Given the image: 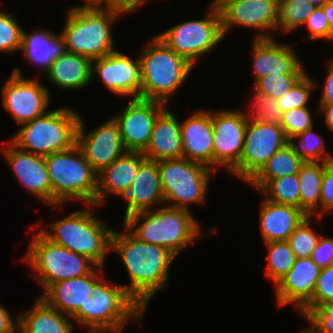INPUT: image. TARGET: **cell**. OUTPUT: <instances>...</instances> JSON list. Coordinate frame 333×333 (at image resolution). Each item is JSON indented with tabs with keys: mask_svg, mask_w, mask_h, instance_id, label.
Wrapping results in <instances>:
<instances>
[{
	"mask_svg": "<svg viewBox=\"0 0 333 333\" xmlns=\"http://www.w3.org/2000/svg\"><path fill=\"white\" fill-rule=\"evenodd\" d=\"M84 128L83 119L80 117L76 145L96 173L126 152L119 127L113 118L106 120L87 134Z\"/></svg>",
	"mask_w": 333,
	"mask_h": 333,
	"instance_id": "e0dca14e",
	"label": "cell"
},
{
	"mask_svg": "<svg viewBox=\"0 0 333 333\" xmlns=\"http://www.w3.org/2000/svg\"><path fill=\"white\" fill-rule=\"evenodd\" d=\"M98 73L103 84L112 93L141 98V70L139 58L113 51L103 58L92 60L91 80Z\"/></svg>",
	"mask_w": 333,
	"mask_h": 333,
	"instance_id": "ac0fdd59",
	"label": "cell"
},
{
	"mask_svg": "<svg viewBox=\"0 0 333 333\" xmlns=\"http://www.w3.org/2000/svg\"><path fill=\"white\" fill-rule=\"evenodd\" d=\"M318 110L325 116L324 121L326 127L333 132V104H319Z\"/></svg>",
	"mask_w": 333,
	"mask_h": 333,
	"instance_id": "816d5d0a",
	"label": "cell"
},
{
	"mask_svg": "<svg viewBox=\"0 0 333 333\" xmlns=\"http://www.w3.org/2000/svg\"><path fill=\"white\" fill-rule=\"evenodd\" d=\"M217 5L224 36L234 26L261 32L254 39H272L269 31L277 30L278 0H213ZM268 31V32H267ZM266 32V33H265Z\"/></svg>",
	"mask_w": 333,
	"mask_h": 333,
	"instance_id": "4fadbf2b",
	"label": "cell"
},
{
	"mask_svg": "<svg viewBox=\"0 0 333 333\" xmlns=\"http://www.w3.org/2000/svg\"><path fill=\"white\" fill-rule=\"evenodd\" d=\"M165 108V104L157 101L132 98L122 112L112 117L126 151L143 153L146 150L155 120Z\"/></svg>",
	"mask_w": 333,
	"mask_h": 333,
	"instance_id": "2e32d148",
	"label": "cell"
},
{
	"mask_svg": "<svg viewBox=\"0 0 333 333\" xmlns=\"http://www.w3.org/2000/svg\"><path fill=\"white\" fill-rule=\"evenodd\" d=\"M23 28L14 17L0 10V52H15L21 49Z\"/></svg>",
	"mask_w": 333,
	"mask_h": 333,
	"instance_id": "60d3db41",
	"label": "cell"
},
{
	"mask_svg": "<svg viewBox=\"0 0 333 333\" xmlns=\"http://www.w3.org/2000/svg\"><path fill=\"white\" fill-rule=\"evenodd\" d=\"M143 155L156 162L183 157L180 122L168 107L155 120L149 145Z\"/></svg>",
	"mask_w": 333,
	"mask_h": 333,
	"instance_id": "4316f807",
	"label": "cell"
},
{
	"mask_svg": "<svg viewBox=\"0 0 333 333\" xmlns=\"http://www.w3.org/2000/svg\"><path fill=\"white\" fill-rule=\"evenodd\" d=\"M191 213L160 205L158 208L131 214L124 219L123 225L139 240L162 246L176 256L196 239L204 237L200 223Z\"/></svg>",
	"mask_w": 333,
	"mask_h": 333,
	"instance_id": "7a4b0ae2",
	"label": "cell"
},
{
	"mask_svg": "<svg viewBox=\"0 0 333 333\" xmlns=\"http://www.w3.org/2000/svg\"><path fill=\"white\" fill-rule=\"evenodd\" d=\"M311 219V216L304 219L287 240L296 258L311 257L318 244L320 235L311 228Z\"/></svg>",
	"mask_w": 333,
	"mask_h": 333,
	"instance_id": "8d00e7d4",
	"label": "cell"
},
{
	"mask_svg": "<svg viewBox=\"0 0 333 333\" xmlns=\"http://www.w3.org/2000/svg\"><path fill=\"white\" fill-rule=\"evenodd\" d=\"M315 6L308 0H278L277 30L290 33L304 26L306 19L313 13Z\"/></svg>",
	"mask_w": 333,
	"mask_h": 333,
	"instance_id": "d6a6232c",
	"label": "cell"
},
{
	"mask_svg": "<svg viewBox=\"0 0 333 333\" xmlns=\"http://www.w3.org/2000/svg\"><path fill=\"white\" fill-rule=\"evenodd\" d=\"M300 333H319L318 331H316L312 326H310L309 328H303L301 330Z\"/></svg>",
	"mask_w": 333,
	"mask_h": 333,
	"instance_id": "11a10c76",
	"label": "cell"
},
{
	"mask_svg": "<svg viewBox=\"0 0 333 333\" xmlns=\"http://www.w3.org/2000/svg\"><path fill=\"white\" fill-rule=\"evenodd\" d=\"M46 169L52 187V205L78 200L87 207L95 205L97 173L92 169L79 147L52 153L45 157Z\"/></svg>",
	"mask_w": 333,
	"mask_h": 333,
	"instance_id": "52a82bcc",
	"label": "cell"
},
{
	"mask_svg": "<svg viewBox=\"0 0 333 333\" xmlns=\"http://www.w3.org/2000/svg\"><path fill=\"white\" fill-rule=\"evenodd\" d=\"M265 199L277 204L300 208V183L298 174L269 181L260 191Z\"/></svg>",
	"mask_w": 333,
	"mask_h": 333,
	"instance_id": "e575fe53",
	"label": "cell"
},
{
	"mask_svg": "<svg viewBox=\"0 0 333 333\" xmlns=\"http://www.w3.org/2000/svg\"><path fill=\"white\" fill-rule=\"evenodd\" d=\"M312 114L309 107H301L284 112L281 127L287 138L314 128Z\"/></svg>",
	"mask_w": 333,
	"mask_h": 333,
	"instance_id": "b9f144b4",
	"label": "cell"
},
{
	"mask_svg": "<svg viewBox=\"0 0 333 333\" xmlns=\"http://www.w3.org/2000/svg\"><path fill=\"white\" fill-rule=\"evenodd\" d=\"M327 302H333V264L321 268L315 292L311 298V311Z\"/></svg>",
	"mask_w": 333,
	"mask_h": 333,
	"instance_id": "7bdbcfd3",
	"label": "cell"
},
{
	"mask_svg": "<svg viewBox=\"0 0 333 333\" xmlns=\"http://www.w3.org/2000/svg\"><path fill=\"white\" fill-rule=\"evenodd\" d=\"M0 304V333H19V315L16 321L10 317V312Z\"/></svg>",
	"mask_w": 333,
	"mask_h": 333,
	"instance_id": "681fc988",
	"label": "cell"
},
{
	"mask_svg": "<svg viewBox=\"0 0 333 333\" xmlns=\"http://www.w3.org/2000/svg\"><path fill=\"white\" fill-rule=\"evenodd\" d=\"M305 74H269L255 81L254 90L278 99L284 96Z\"/></svg>",
	"mask_w": 333,
	"mask_h": 333,
	"instance_id": "f35d334b",
	"label": "cell"
},
{
	"mask_svg": "<svg viewBox=\"0 0 333 333\" xmlns=\"http://www.w3.org/2000/svg\"><path fill=\"white\" fill-rule=\"evenodd\" d=\"M304 163L305 161L287 144L276 151L248 183L260 191L271 180L298 174Z\"/></svg>",
	"mask_w": 333,
	"mask_h": 333,
	"instance_id": "4dcf8cb0",
	"label": "cell"
},
{
	"mask_svg": "<svg viewBox=\"0 0 333 333\" xmlns=\"http://www.w3.org/2000/svg\"><path fill=\"white\" fill-rule=\"evenodd\" d=\"M328 0H308L309 3L314 5L315 7L323 6Z\"/></svg>",
	"mask_w": 333,
	"mask_h": 333,
	"instance_id": "db71d44e",
	"label": "cell"
},
{
	"mask_svg": "<svg viewBox=\"0 0 333 333\" xmlns=\"http://www.w3.org/2000/svg\"><path fill=\"white\" fill-rule=\"evenodd\" d=\"M331 209H333V159L324 162L318 221L321 220L324 213L328 214Z\"/></svg>",
	"mask_w": 333,
	"mask_h": 333,
	"instance_id": "bcb514c9",
	"label": "cell"
},
{
	"mask_svg": "<svg viewBox=\"0 0 333 333\" xmlns=\"http://www.w3.org/2000/svg\"><path fill=\"white\" fill-rule=\"evenodd\" d=\"M102 276L94 283L92 296L71 316L77 327L89 333H120L130 321L142 319L144 309L126 291L125 285L108 283Z\"/></svg>",
	"mask_w": 333,
	"mask_h": 333,
	"instance_id": "3957f363",
	"label": "cell"
},
{
	"mask_svg": "<svg viewBox=\"0 0 333 333\" xmlns=\"http://www.w3.org/2000/svg\"><path fill=\"white\" fill-rule=\"evenodd\" d=\"M312 261L320 268L333 264V238L320 237L311 254Z\"/></svg>",
	"mask_w": 333,
	"mask_h": 333,
	"instance_id": "7dc6e473",
	"label": "cell"
},
{
	"mask_svg": "<svg viewBox=\"0 0 333 333\" xmlns=\"http://www.w3.org/2000/svg\"><path fill=\"white\" fill-rule=\"evenodd\" d=\"M254 81L269 74H306L301 61L289 44L273 39H253Z\"/></svg>",
	"mask_w": 333,
	"mask_h": 333,
	"instance_id": "44dd1931",
	"label": "cell"
},
{
	"mask_svg": "<svg viewBox=\"0 0 333 333\" xmlns=\"http://www.w3.org/2000/svg\"><path fill=\"white\" fill-rule=\"evenodd\" d=\"M139 61L141 99L165 105L194 68L157 36L143 49Z\"/></svg>",
	"mask_w": 333,
	"mask_h": 333,
	"instance_id": "8992f818",
	"label": "cell"
},
{
	"mask_svg": "<svg viewBox=\"0 0 333 333\" xmlns=\"http://www.w3.org/2000/svg\"><path fill=\"white\" fill-rule=\"evenodd\" d=\"M268 250L265 275L275 285L295 263L296 256L288 241H273L265 243Z\"/></svg>",
	"mask_w": 333,
	"mask_h": 333,
	"instance_id": "836d02e7",
	"label": "cell"
},
{
	"mask_svg": "<svg viewBox=\"0 0 333 333\" xmlns=\"http://www.w3.org/2000/svg\"><path fill=\"white\" fill-rule=\"evenodd\" d=\"M253 101H252V111L245 114L249 120L258 122H269L273 124H281L282 121V111L281 107L277 103V99L271 96L263 95L254 90Z\"/></svg>",
	"mask_w": 333,
	"mask_h": 333,
	"instance_id": "74e56055",
	"label": "cell"
},
{
	"mask_svg": "<svg viewBox=\"0 0 333 333\" xmlns=\"http://www.w3.org/2000/svg\"><path fill=\"white\" fill-rule=\"evenodd\" d=\"M294 139H299V143L296 144ZM288 145L305 162H326L333 159V155L325 151L324 140L313 128L288 138Z\"/></svg>",
	"mask_w": 333,
	"mask_h": 333,
	"instance_id": "d590c367",
	"label": "cell"
},
{
	"mask_svg": "<svg viewBox=\"0 0 333 333\" xmlns=\"http://www.w3.org/2000/svg\"><path fill=\"white\" fill-rule=\"evenodd\" d=\"M45 226L40 232L52 243L87 257L97 267H104L115 229L96 218L90 210L74 211Z\"/></svg>",
	"mask_w": 333,
	"mask_h": 333,
	"instance_id": "5b68a950",
	"label": "cell"
},
{
	"mask_svg": "<svg viewBox=\"0 0 333 333\" xmlns=\"http://www.w3.org/2000/svg\"><path fill=\"white\" fill-rule=\"evenodd\" d=\"M324 14L328 20L329 27L333 33V0H328L323 6H321Z\"/></svg>",
	"mask_w": 333,
	"mask_h": 333,
	"instance_id": "f5cc1de1",
	"label": "cell"
},
{
	"mask_svg": "<svg viewBox=\"0 0 333 333\" xmlns=\"http://www.w3.org/2000/svg\"><path fill=\"white\" fill-rule=\"evenodd\" d=\"M67 11V20L60 34L65 40L67 52L92 61L115 51L111 25L121 17L120 14L90 2Z\"/></svg>",
	"mask_w": 333,
	"mask_h": 333,
	"instance_id": "277c9868",
	"label": "cell"
},
{
	"mask_svg": "<svg viewBox=\"0 0 333 333\" xmlns=\"http://www.w3.org/2000/svg\"><path fill=\"white\" fill-rule=\"evenodd\" d=\"M80 117L68 107L47 111L21 124L10 141L23 151L43 157L68 150L76 144Z\"/></svg>",
	"mask_w": 333,
	"mask_h": 333,
	"instance_id": "ba28073f",
	"label": "cell"
},
{
	"mask_svg": "<svg viewBox=\"0 0 333 333\" xmlns=\"http://www.w3.org/2000/svg\"><path fill=\"white\" fill-rule=\"evenodd\" d=\"M321 268L311 259L296 258L291 270L286 273L274 286L277 295V305L294 304L302 317L311 312V298Z\"/></svg>",
	"mask_w": 333,
	"mask_h": 333,
	"instance_id": "d6986e66",
	"label": "cell"
},
{
	"mask_svg": "<svg viewBox=\"0 0 333 333\" xmlns=\"http://www.w3.org/2000/svg\"><path fill=\"white\" fill-rule=\"evenodd\" d=\"M316 81L307 76V73L284 96L277 99L282 113L292 109L308 107L311 92L317 87Z\"/></svg>",
	"mask_w": 333,
	"mask_h": 333,
	"instance_id": "ab89813d",
	"label": "cell"
},
{
	"mask_svg": "<svg viewBox=\"0 0 333 333\" xmlns=\"http://www.w3.org/2000/svg\"><path fill=\"white\" fill-rule=\"evenodd\" d=\"M122 199L127 201L124 219L164 202L158 162L145 159L139 165L134 181Z\"/></svg>",
	"mask_w": 333,
	"mask_h": 333,
	"instance_id": "d4e9b609",
	"label": "cell"
},
{
	"mask_svg": "<svg viewBox=\"0 0 333 333\" xmlns=\"http://www.w3.org/2000/svg\"><path fill=\"white\" fill-rule=\"evenodd\" d=\"M305 24L310 32L306 36L309 40L327 39L326 41H333V33L322 7H315L313 13L306 19Z\"/></svg>",
	"mask_w": 333,
	"mask_h": 333,
	"instance_id": "ee69618b",
	"label": "cell"
},
{
	"mask_svg": "<svg viewBox=\"0 0 333 333\" xmlns=\"http://www.w3.org/2000/svg\"><path fill=\"white\" fill-rule=\"evenodd\" d=\"M20 50L28 62L46 71L55 58L66 52V46L64 38L50 30L27 33L23 29Z\"/></svg>",
	"mask_w": 333,
	"mask_h": 333,
	"instance_id": "f1b7e54d",
	"label": "cell"
},
{
	"mask_svg": "<svg viewBox=\"0 0 333 333\" xmlns=\"http://www.w3.org/2000/svg\"><path fill=\"white\" fill-rule=\"evenodd\" d=\"M36 79L25 78L16 67L1 87L3 108L18 125L44 115L50 104V91Z\"/></svg>",
	"mask_w": 333,
	"mask_h": 333,
	"instance_id": "5bb4252c",
	"label": "cell"
},
{
	"mask_svg": "<svg viewBox=\"0 0 333 333\" xmlns=\"http://www.w3.org/2000/svg\"><path fill=\"white\" fill-rule=\"evenodd\" d=\"M323 173L324 162H305L298 172L300 209L307 216L318 217Z\"/></svg>",
	"mask_w": 333,
	"mask_h": 333,
	"instance_id": "1f68e13d",
	"label": "cell"
},
{
	"mask_svg": "<svg viewBox=\"0 0 333 333\" xmlns=\"http://www.w3.org/2000/svg\"><path fill=\"white\" fill-rule=\"evenodd\" d=\"M124 229L125 233L113 231L111 250L120 254L128 272L131 282L124 286L126 291L146 310L155 293L168 286V270L176 256L162 246L139 240Z\"/></svg>",
	"mask_w": 333,
	"mask_h": 333,
	"instance_id": "6da1fadb",
	"label": "cell"
},
{
	"mask_svg": "<svg viewBox=\"0 0 333 333\" xmlns=\"http://www.w3.org/2000/svg\"><path fill=\"white\" fill-rule=\"evenodd\" d=\"M91 62L85 56L66 51L53 60L45 73L54 86L65 90H79L92 82Z\"/></svg>",
	"mask_w": 333,
	"mask_h": 333,
	"instance_id": "83f0119b",
	"label": "cell"
},
{
	"mask_svg": "<svg viewBox=\"0 0 333 333\" xmlns=\"http://www.w3.org/2000/svg\"><path fill=\"white\" fill-rule=\"evenodd\" d=\"M304 319L319 333H333V302L313 309Z\"/></svg>",
	"mask_w": 333,
	"mask_h": 333,
	"instance_id": "f6af8a7d",
	"label": "cell"
},
{
	"mask_svg": "<svg viewBox=\"0 0 333 333\" xmlns=\"http://www.w3.org/2000/svg\"><path fill=\"white\" fill-rule=\"evenodd\" d=\"M260 231L264 243L287 241L308 216L298 207L264 199L260 205Z\"/></svg>",
	"mask_w": 333,
	"mask_h": 333,
	"instance_id": "484cf974",
	"label": "cell"
},
{
	"mask_svg": "<svg viewBox=\"0 0 333 333\" xmlns=\"http://www.w3.org/2000/svg\"><path fill=\"white\" fill-rule=\"evenodd\" d=\"M327 76L319 104H333V60L329 62Z\"/></svg>",
	"mask_w": 333,
	"mask_h": 333,
	"instance_id": "f907efd6",
	"label": "cell"
},
{
	"mask_svg": "<svg viewBox=\"0 0 333 333\" xmlns=\"http://www.w3.org/2000/svg\"><path fill=\"white\" fill-rule=\"evenodd\" d=\"M70 316L38 297L30 311L19 314V333H73Z\"/></svg>",
	"mask_w": 333,
	"mask_h": 333,
	"instance_id": "f546056e",
	"label": "cell"
},
{
	"mask_svg": "<svg viewBox=\"0 0 333 333\" xmlns=\"http://www.w3.org/2000/svg\"><path fill=\"white\" fill-rule=\"evenodd\" d=\"M145 159L141 152L126 151L97 173L95 205H102L107 198L106 195L114 194L123 198L134 181L139 165Z\"/></svg>",
	"mask_w": 333,
	"mask_h": 333,
	"instance_id": "cb8c5ba5",
	"label": "cell"
},
{
	"mask_svg": "<svg viewBox=\"0 0 333 333\" xmlns=\"http://www.w3.org/2000/svg\"><path fill=\"white\" fill-rule=\"evenodd\" d=\"M204 19L189 20L157 35L176 54L195 67L196 62L225 38L221 16L214 1Z\"/></svg>",
	"mask_w": 333,
	"mask_h": 333,
	"instance_id": "8fae6325",
	"label": "cell"
},
{
	"mask_svg": "<svg viewBox=\"0 0 333 333\" xmlns=\"http://www.w3.org/2000/svg\"><path fill=\"white\" fill-rule=\"evenodd\" d=\"M287 144L288 138L280 124L248 119L241 158L229 173L248 183Z\"/></svg>",
	"mask_w": 333,
	"mask_h": 333,
	"instance_id": "7c38bea8",
	"label": "cell"
},
{
	"mask_svg": "<svg viewBox=\"0 0 333 333\" xmlns=\"http://www.w3.org/2000/svg\"><path fill=\"white\" fill-rule=\"evenodd\" d=\"M158 169L167 206L190 211L189 204L205 202L214 170L184 157L158 161Z\"/></svg>",
	"mask_w": 333,
	"mask_h": 333,
	"instance_id": "30bf717a",
	"label": "cell"
},
{
	"mask_svg": "<svg viewBox=\"0 0 333 333\" xmlns=\"http://www.w3.org/2000/svg\"><path fill=\"white\" fill-rule=\"evenodd\" d=\"M183 157L213 170L212 111L199 110L180 122Z\"/></svg>",
	"mask_w": 333,
	"mask_h": 333,
	"instance_id": "7402d4cb",
	"label": "cell"
},
{
	"mask_svg": "<svg viewBox=\"0 0 333 333\" xmlns=\"http://www.w3.org/2000/svg\"><path fill=\"white\" fill-rule=\"evenodd\" d=\"M5 146L1 149L19 183L45 204L52 205V187L45 157L23 151L11 141Z\"/></svg>",
	"mask_w": 333,
	"mask_h": 333,
	"instance_id": "ffe728a7",
	"label": "cell"
},
{
	"mask_svg": "<svg viewBox=\"0 0 333 333\" xmlns=\"http://www.w3.org/2000/svg\"><path fill=\"white\" fill-rule=\"evenodd\" d=\"M103 267H95L88 275L50 284L39 297L62 314L72 316L92 296L94 283ZM100 272V273H99Z\"/></svg>",
	"mask_w": 333,
	"mask_h": 333,
	"instance_id": "603a6c76",
	"label": "cell"
},
{
	"mask_svg": "<svg viewBox=\"0 0 333 333\" xmlns=\"http://www.w3.org/2000/svg\"><path fill=\"white\" fill-rule=\"evenodd\" d=\"M27 248L24 260L35 270L34 278L44 290L55 282L88 275L96 267L87 257L52 243L40 231Z\"/></svg>",
	"mask_w": 333,
	"mask_h": 333,
	"instance_id": "9c48e42d",
	"label": "cell"
},
{
	"mask_svg": "<svg viewBox=\"0 0 333 333\" xmlns=\"http://www.w3.org/2000/svg\"><path fill=\"white\" fill-rule=\"evenodd\" d=\"M147 0H89L91 4L108 9L110 11L116 12L121 16L124 14H129L131 11H135L136 8L141 7L143 3Z\"/></svg>",
	"mask_w": 333,
	"mask_h": 333,
	"instance_id": "c3c4849f",
	"label": "cell"
},
{
	"mask_svg": "<svg viewBox=\"0 0 333 333\" xmlns=\"http://www.w3.org/2000/svg\"><path fill=\"white\" fill-rule=\"evenodd\" d=\"M248 117L244 110L213 113V170L223 166L229 172L240 160Z\"/></svg>",
	"mask_w": 333,
	"mask_h": 333,
	"instance_id": "9a60e30c",
	"label": "cell"
}]
</instances>
